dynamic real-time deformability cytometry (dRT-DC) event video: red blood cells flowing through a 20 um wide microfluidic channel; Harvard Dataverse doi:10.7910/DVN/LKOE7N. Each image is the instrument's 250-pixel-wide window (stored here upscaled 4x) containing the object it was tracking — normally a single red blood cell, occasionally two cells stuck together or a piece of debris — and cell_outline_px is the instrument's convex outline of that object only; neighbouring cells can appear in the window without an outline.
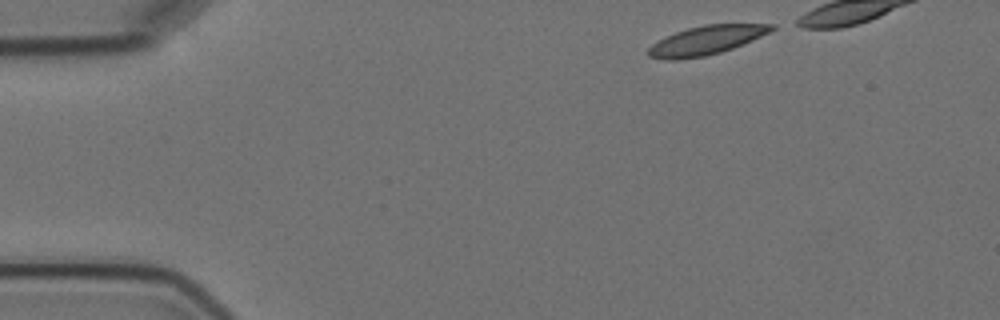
{"species": "Egyptian fruit bat (a non-hibernating species)", "species_latin": "Rousettus aegyptiacus", "temperature_condition": "cold", "stored_images_in_passage": 4, "camera_frame_rate_fps": 3000, "um_per_image_px": 0.085, "animal": {"sex": "female"}, "frame": {"image": 1, "passage_image": 1, "time_ms": 0.0, "image_size_px": [1000, 320], "cell_outline_px": [[776, 28], [752, 40], [732, 48], [720, 52], [704, 56], [676, 60], [664, 60], [648, 56], [648, 48], [652, 44], [676, 32], [688, 28], [704, 24], [776, 24]], "centroid_in_image_um": [60.01, 3.43], "position_along_channel_um": 25.0, "area_um2": 20.46}}